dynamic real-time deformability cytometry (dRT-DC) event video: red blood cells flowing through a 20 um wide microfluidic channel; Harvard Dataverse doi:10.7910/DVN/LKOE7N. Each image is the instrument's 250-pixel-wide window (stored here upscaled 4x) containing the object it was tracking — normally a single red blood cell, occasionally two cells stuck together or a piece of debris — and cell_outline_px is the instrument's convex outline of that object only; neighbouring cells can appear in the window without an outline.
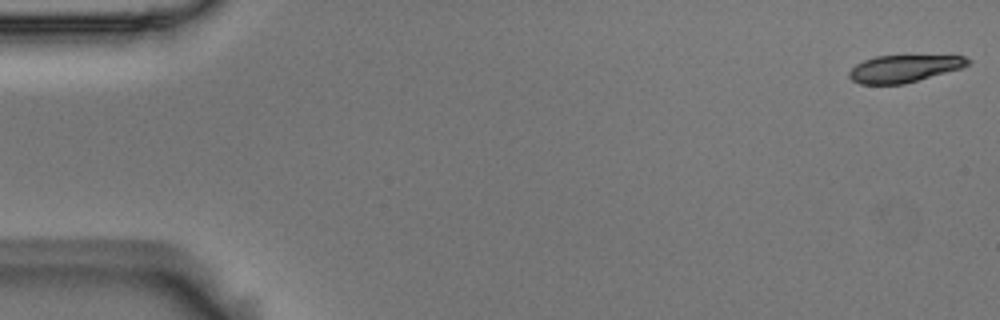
{"species": "Egyptian fruit bat (a non-hibernating species)", "species_latin": "Rousettus aegyptiacus", "temperature_condition": "room temperature", "stored_images_in_passage": 54, "camera_frame_rate_fps": 3000, "um_per_image_px": 0.085, "animal": {"sex": "male"}, "frame": {"image": 1, "passage_image": 1, "time_ms": 0.0, "image_size_px": [1000, 320], "cell_outline_px": [[972, 60], [968, 64], [960, 68], [904, 84], [860, 84], [852, 80], [848, 76], [848, 72], [856, 64], [864, 60], [876, 56], [964, 56]], "centroid_in_image_um": [76.8, 5.83], "position_along_channel_um": 8.2, "area_um2": 18.55}}
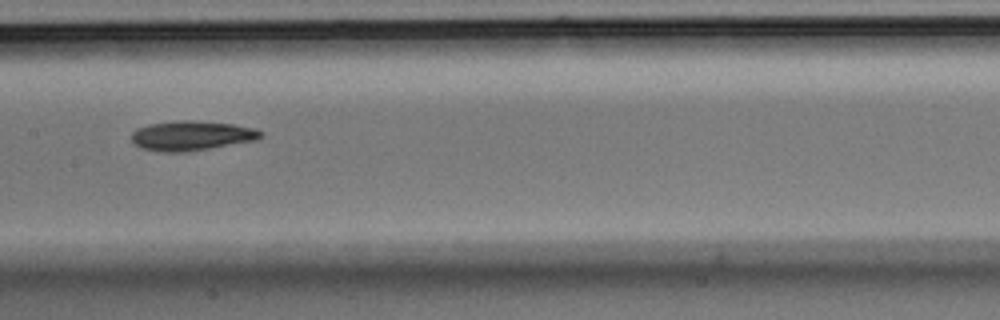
{"frame": {"image": 2, "passage_image": 27, "time_ms": 8.667, "image_size_px": [1000, 320], "cell_outline_px": [[264, 136], [256, 140], [184, 152], [160, 152], [140, 148], [132, 140], [132, 132], [136, 128], [148, 124], [176, 120], [192, 120], [232, 124], [256, 128], [264, 132]], "centroid_in_image_um": [16.28, 11.52], "position_along_channel_um": 191.1, "area_um2": 22.43}}
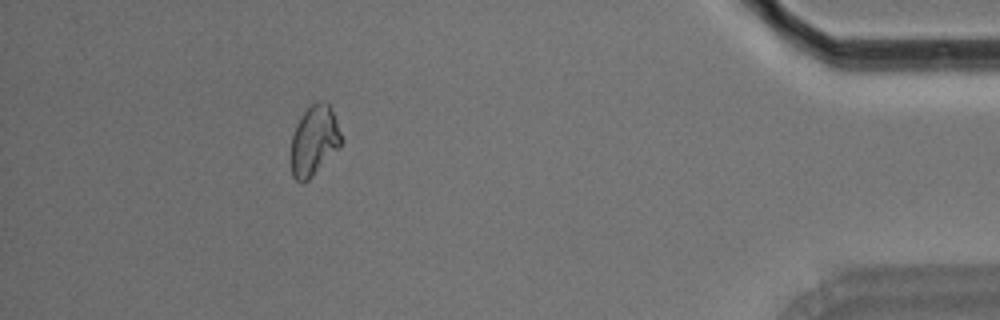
{"frame": {"image": 3, "passage_image": 49, "time_ms": 16.0, "image_size_px": [1000, 320], "cell_outline_px": [[344, 140], [340, 148], [308, 180], [300, 184], [292, 176], [292, 136], [296, 124], [300, 116], [316, 100], [328, 100]], "centroid_in_image_um": [26.74, 11.92], "position_along_channel_um": 408.5, "area_um2": 20.75}, "authors_computed_cell_mechanics": {"area_um2": 21.2126, "velocity_mm_per_s": 3.6876, "shape_relaxation_time_tau1_ms": 7.5109, "shape_relaxation_time_tau2_ms": null, "deformation_change_tau1": 0.1629, "deformation_change_tau2": null}}